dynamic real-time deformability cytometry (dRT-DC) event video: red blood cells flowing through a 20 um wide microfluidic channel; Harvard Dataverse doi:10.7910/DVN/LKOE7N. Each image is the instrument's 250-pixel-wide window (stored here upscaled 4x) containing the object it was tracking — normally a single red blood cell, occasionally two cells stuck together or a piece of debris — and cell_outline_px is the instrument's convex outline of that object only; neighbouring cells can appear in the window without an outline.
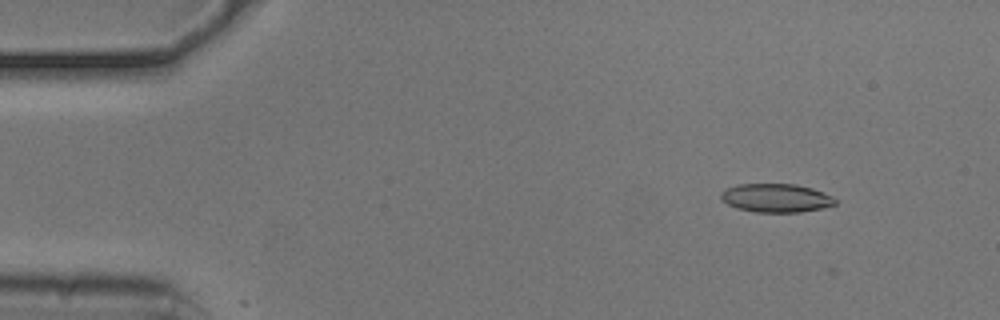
{"species": "common noctule bat (a hibernating species)", "species_latin": "Nyctalus noctula", "temperature_condition": "cold", "stored_images_in_passage": 54, "camera_frame_rate_fps": 3000, "um_per_image_px": 0.085, "animal": {"sex": "male", "body_mass_g": 20.5, "forearm_length_mm": 52.5}, "frame": {"image": 1, "passage_image": 6, "time_ms": 1.667, "image_size_px": [1000, 320], "cell_outline_px": [[836, 204], [820, 208], [800, 212], [756, 212], [736, 208], [720, 200], [720, 192], [724, 188], [740, 184], [796, 184], [812, 188], [832, 196], [836, 200]], "centroid_in_image_um": [65.91, 16.82], "position_along_channel_um": 19.1, "area_um2": 19.07}}
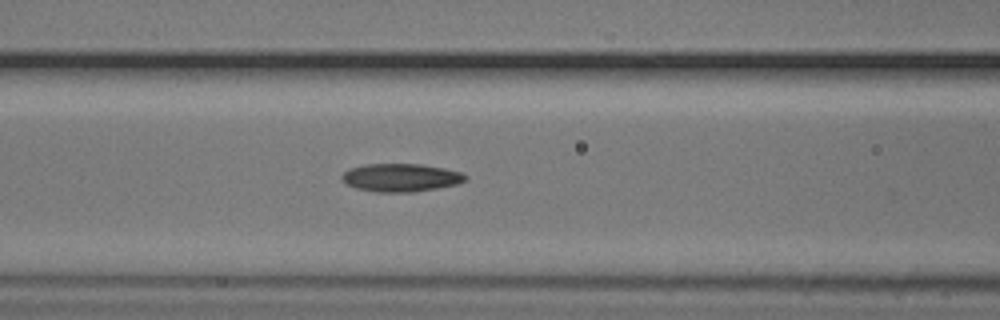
{"frame": {"image": 2, "passage_image": 22, "time_ms": 7.0, "image_size_px": [1000, 320], "cell_outline_px": [[468, 180], [456, 184], [436, 188], [412, 192], [376, 192], [356, 188], [348, 184], [340, 176], [348, 168], [364, 164], [420, 164], [444, 168], [460, 172], [468, 176]], "centroid_in_image_um": [34.07, 15.09], "position_along_channel_um": 132.5, "area_um2": 20.17}}
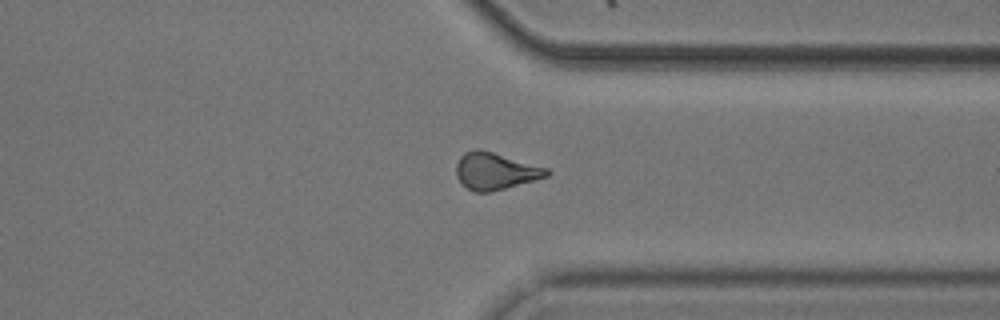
{"frame": {"image": 3, "passage_image": 41, "time_ms": 13.333, "image_size_px": [1000, 320], "cell_outline_px": [[552, 172], [548, 176], [536, 180], [492, 192], [476, 192], [468, 188], [456, 176], [456, 164], [460, 156], [464, 152], [476, 148], [480, 148], [548, 168]], "centroid_in_image_um": [42.12, 14.53], "position_along_channel_um": 369.3, "area_um2": 19.65}, "authors_computed_cell_mechanics": {"area_um2": 19.2185, "velocity_mm_per_s": 3.7579, "shape_relaxation_time_tau1_ms": null, "shape_relaxation_time_tau2_ms": 9.089, "deformation_change_tau1": null, "deformation_change_tau2": 0.1903}}